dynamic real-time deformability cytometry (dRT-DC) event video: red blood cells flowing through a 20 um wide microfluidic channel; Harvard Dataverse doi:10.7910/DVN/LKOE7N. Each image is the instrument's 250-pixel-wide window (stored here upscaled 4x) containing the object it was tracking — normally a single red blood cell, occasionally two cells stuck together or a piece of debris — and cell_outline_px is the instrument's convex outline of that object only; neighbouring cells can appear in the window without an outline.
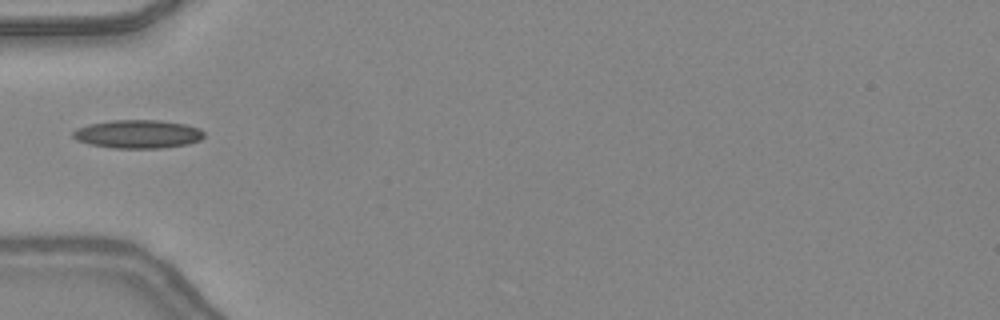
{"species": "common noctule bat (a hibernating species)", "species_latin": "Nyctalus noctula", "temperature_condition": "warm", "stored_images_in_passage": 32, "camera_frame_rate_fps": 3000, "um_per_image_px": 0.085, "animal": {"sex": "female", "body_mass_g": 24.6, "forearm_length_mm": 56.2}, "frame": {"image": 1, "passage_image": 1, "time_ms": 0.0, "image_size_px": [1000, 320], "cell_outline_px": [[204, 136], [200, 140], [188, 144], [164, 148], [112, 148], [88, 144], [76, 140], [72, 136], [72, 132], [76, 128], [88, 124], [112, 120], [160, 120], [184, 124], [200, 128], [204, 132]], "centroid_in_image_um": [11.7, 11.4], "position_along_channel_um": 73.3, "area_um2": 21.91}}
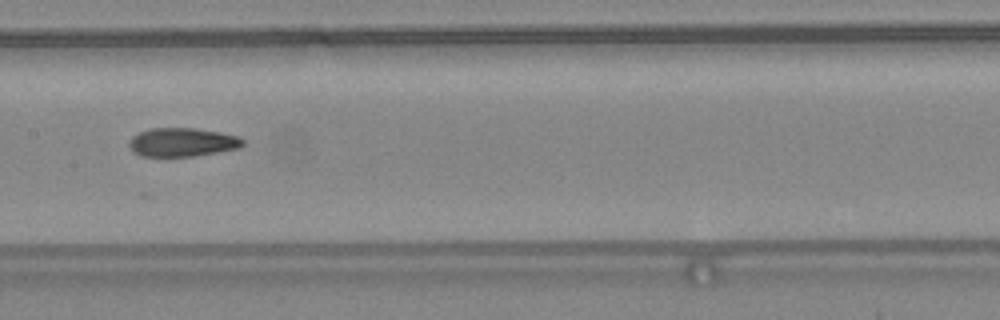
{"frame": {"image": 2, "passage_image": 9, "time_ms": 2.667, "image_size_px": [1000, 320], "cell_outline_px": [[244, 144], [240, 148], [192, 156], [140, 156], [132, 152], [128, 144], [132, 136], [148, 128], [196, 128], [220, 132], [236, 136], [244, 140]], "centroid_in_image_um": [15.46, 12.08], "position_along_channel_um": 191.9, "area_um2": 19.02}}
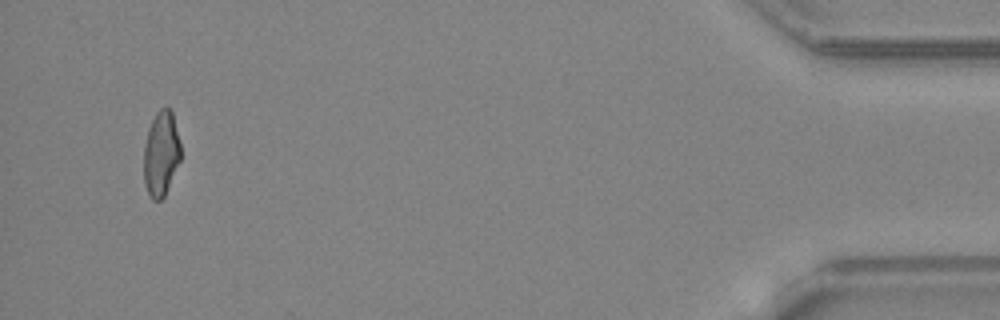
{"frame": {"image": 3, "passage_image": 30, "time_ms": 9.667, "image_size_px": [1000, 320], "cell_outline_px": [[180, 160], [164, 196], [160, 200], [152, 200], [144, 184], [144, 144], [148, 128], [156, 112], [160, 108], [168, 108], [172, 112], [180, 140]], "centroid_in_image_um": [13.68, 13.04], "position_along_channel_um": 421.5, "area_um2": 18.21}, "authors_computed_cell_mechanics": {"area_um2": 19.1318, "velocity_mm_per_s": 4.3953, "shape_relaxation_time_tau1_ms": null, "shape_relaxation_time_tau2_ms": 1.7366, "deformation_change_tau1": null, "deformation_change_tau2": 0.0932}}